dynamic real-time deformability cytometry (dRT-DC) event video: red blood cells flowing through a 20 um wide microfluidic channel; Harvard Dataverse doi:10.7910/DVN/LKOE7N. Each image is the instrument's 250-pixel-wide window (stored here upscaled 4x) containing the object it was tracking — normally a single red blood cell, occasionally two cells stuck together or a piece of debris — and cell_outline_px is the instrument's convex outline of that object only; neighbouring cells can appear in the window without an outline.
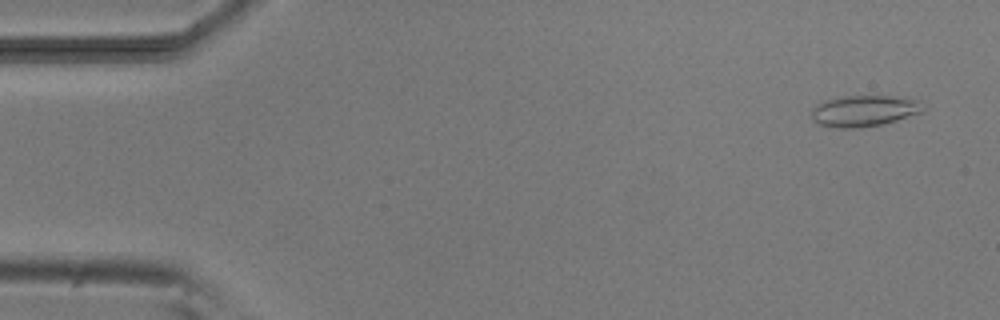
{"species": "common noctule bat (a hibernating species)", "species_latin": "Nyctalus noctula", "temperature_condition": "room temperature", "stored_images_in_passage": 53, "camera_frame_rate_fps": 3000, "um_per_image_px": 0.085, "animal": {"sex": "male", "body_mass_g": 20.5, "forearm_length_mm": 52.5}, "frame": {"image": 1, "passage_image": 3, "time_ms": 0.667, "image_size_px": [1000, 320], "cell_outline_px": [[928, 108], [924, 112], [896, 120], [880, 124], [856, 128], [840, 128], [820, 124], [812, 120], [812, 108], [816, 104], [824, 100], [844, 96], [900, 96], [916, 100]], "centroid_in_image_um": [73.48, 9.41], "position_along_channel_um": 11.5, "area_um2": 20.35}}
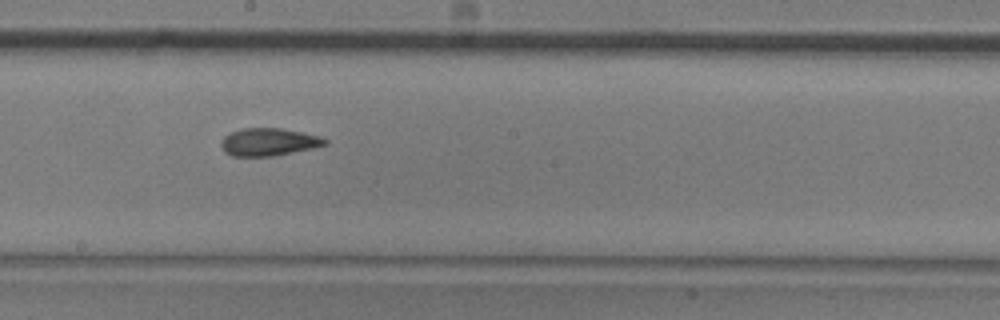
{"frame": {"image": 2, "passage_image": 29, "time_ms": 9.333, "image_size_px": [1000, 320], "cell_outline_px": [[328, 144], [312, 148], [272, 156], [232, 156], [224, 152], [220, 144], [220, 140], [224, 136], [240, 128], [280, 128], [304, 132], [320, 136], [328, 140]], "centroid_in_image_um": [22.82, 12.06], "position_along_channel_um": 225.4, "area_um2": 16.82}}
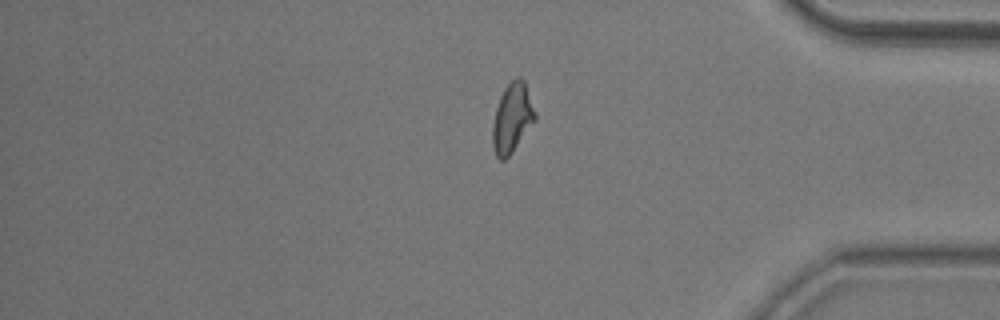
{"frame": {"image": 3, "passage_image": 44, "time_ms": 14.333, "image_size_px": [1000, 320], "cell_outline_px": [[536, 120], [512, 152], [504, 160], [500, 160], [496, 156], [492, 144], [492, 124], [496, 108], [500, 96], [504, 88], [516, 76], [520, 76], [524, 80], [536, 112]], "centroid_in_image_um": [43.53, 10.01], "position_along_channel_um": 391.7, "area_um2": 17.28}, "authors_computed_cell_mechanics": {"area_um2": 16.8776, "velocity_mm_per_s": 3.8076, "shape_relaxation_time_tau1_ms": null, "shape_relaxation_time_tau2_ms": 3.8289, "deformation_change_tau1": null, "deformation_change_tau2": 0.1201}}